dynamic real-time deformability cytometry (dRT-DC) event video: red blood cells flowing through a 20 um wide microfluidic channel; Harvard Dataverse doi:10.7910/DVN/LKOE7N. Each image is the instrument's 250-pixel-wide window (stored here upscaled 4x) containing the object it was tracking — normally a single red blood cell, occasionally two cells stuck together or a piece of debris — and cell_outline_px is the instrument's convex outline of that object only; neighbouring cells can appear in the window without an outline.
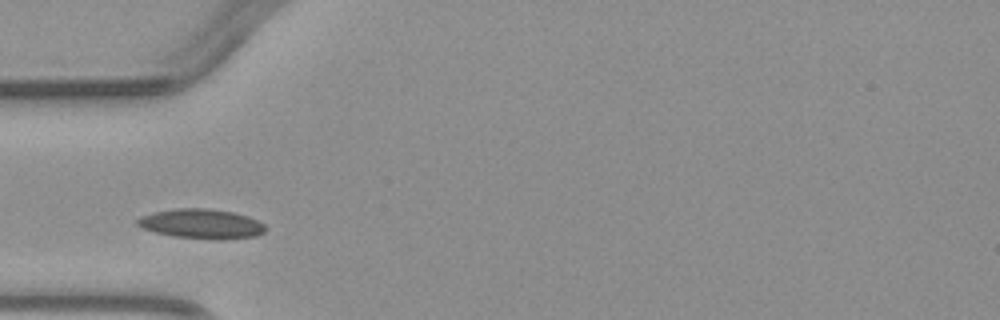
{"species": "common noctule bat (a hibernating species)", "species_latin": "Nyctalus noctula", "temperature_condition": "warm", "stored_images_in_passage": 2, "camera_frame_rate_fps": 3000, "um_per_image_px": 0.085, "animal": {"sex": "male", "body_mass_g": 23.1, "forearm_length_mm": 52.7}, "frame": {"image": 1, "passage_image": 2, "time_ms": 1.0, "image_size_px": [1000, 320], "cell_outline_px": [[268, 228], [264, 232], [256, 236], [220, 240], [172, 236], [156, 232], [144, 228], [136, 224], [136, 220], [140, 216], [156, 212], [176, 208], [208, 208], [232, 212], [248, 216], [264, 224]], "centroid_in_image_um": [17.15, 19.03], "position_along_channel_um": 67.8, "area_um2": 22.08}}